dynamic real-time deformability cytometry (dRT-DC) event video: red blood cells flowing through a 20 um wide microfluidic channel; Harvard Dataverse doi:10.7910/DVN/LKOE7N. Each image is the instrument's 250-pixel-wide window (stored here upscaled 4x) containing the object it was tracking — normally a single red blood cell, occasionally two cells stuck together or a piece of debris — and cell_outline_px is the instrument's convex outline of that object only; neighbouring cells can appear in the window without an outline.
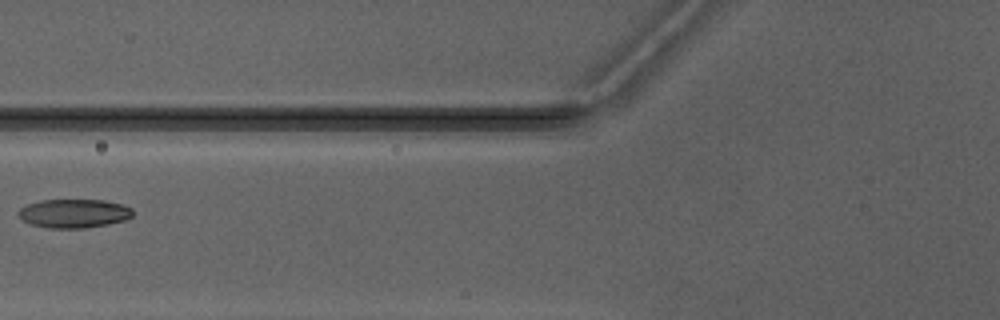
{"species": "Egyptian fruit bat (a non-hibernating species)", "species_latin": "Rousettus aegyptiacus", "temperature_condition": "warm", "stored_images_in_passage": 2, "camera_frame_rate_fps": 3000, "um_per_image_px": 0.085, "animal": {"sex": "male"}, "frame": {"image": 1, "passage_image": 2, "time_ms": 1.0, "image_size_px": [1000, 320], "cell_outline_px": [[132, 216], [124, 220], [108, 224], [84, 228], [48, 228], [32, 224], [24, 220], [16, 212], [20, 208], [28, 204], [40, 200], [104, 200], [124, 204], [132, 208]], "centroid_in_image_um": [6.3, 18.13], "position_along_channel_um": 119.5, "area_um2": 19.13}}